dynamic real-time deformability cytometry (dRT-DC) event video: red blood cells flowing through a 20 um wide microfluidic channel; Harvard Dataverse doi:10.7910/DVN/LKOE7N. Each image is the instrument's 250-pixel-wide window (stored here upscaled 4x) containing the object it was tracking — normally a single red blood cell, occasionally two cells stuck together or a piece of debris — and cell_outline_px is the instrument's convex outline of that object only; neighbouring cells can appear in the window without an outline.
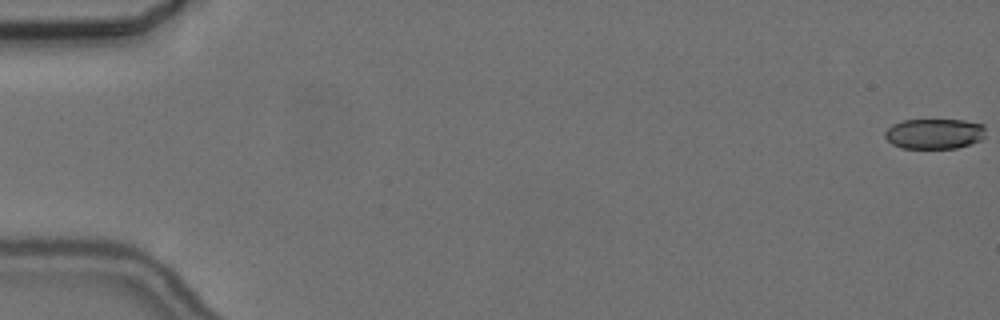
{"species": "common noctule bat (a hibernating species)", "species_latin": "Nyctalus noctula", "temperature_condition": "cold", "stored_images_in_passage": 56, "camera_frame_rate_fps": 3000, "um_per_image_px": 0.085, "animal": {"sex": "female", "body_mass_g": 24.6, "forearm_length_mm": 56.2}, "frame": {"image": 1, "passage_image": 1, "time_ms": 0.0, "image_size_px": [1000, 320], "cell_outline_px": [[984, 136], [980, 140], [972, 144], [956, 148], [900, 148], [892, 144], [884, 136], [884, 132], [892, 124], [904, 120], [964, 120], [984, 124]], "centroid_in_image_um": [79.42, 11.37], "position_along_channel_um": 5.6, "area_um2": 17.86}}
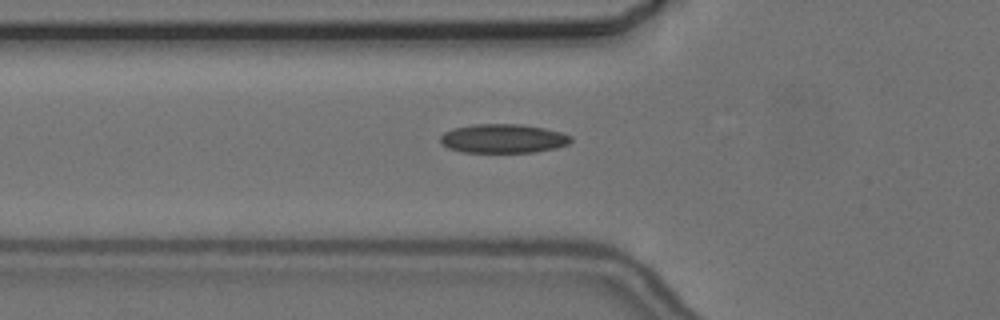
{"frame": {"image": 2, "passage_image": 21, "time_ms": 6.667, "image_size_px": [1000, 320], "cell_outline_px": [[572, 140], [568, 144], [556, 148], [536, 152], [460, 152], [448, 148], [440, 144], [440, 136], [444, 132], [452, 128], [472, 124], [520, 124], [544, 128], [560, 132], [572, 136]], "centroid_in_image_um": [42.73, 11.78], "position_along_channel_um": 83.1, "area_um2": 22.25}}
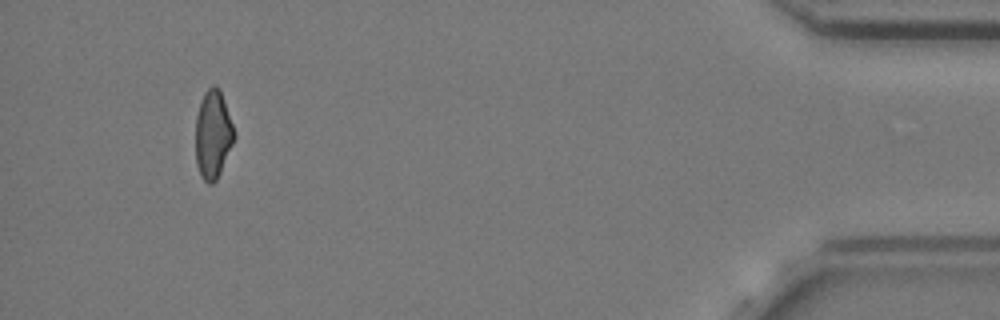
{"frame": {"image": 3, "passage_image": 54, "time_ms": 17.667, "image_size_px": [1000, 320], "cell_outline_px": [[236, 136], [220, 172], [216, 180], [212, 184], [208, 184], [200, 176], [196, 164], [196, 116], [204, 92], [212, 84], [216, 84], [220, 88], [236, 132]], "centroid_in_image_um": [18.11, 11.41], "position_along_channel_um": 417.1, "area_um2": 20.06}}